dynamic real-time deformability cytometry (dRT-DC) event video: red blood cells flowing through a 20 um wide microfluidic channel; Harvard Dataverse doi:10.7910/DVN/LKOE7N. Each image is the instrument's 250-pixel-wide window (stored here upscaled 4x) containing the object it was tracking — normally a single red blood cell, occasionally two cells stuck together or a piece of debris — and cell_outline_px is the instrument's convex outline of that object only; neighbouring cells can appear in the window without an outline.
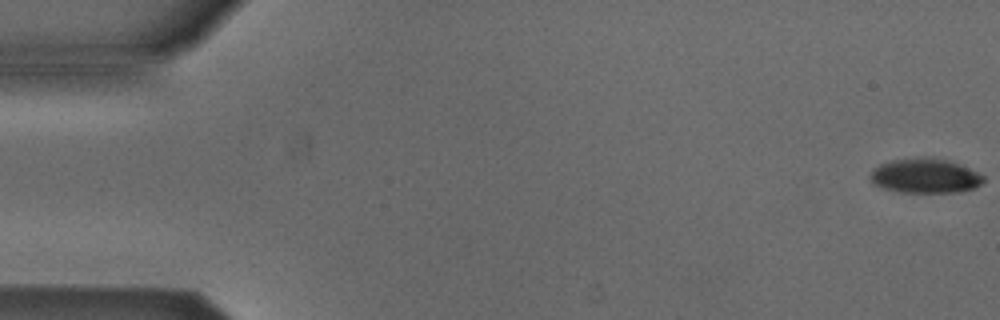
{"species": "Egyptian fruit bat (a non-hibernating species)", "species_latin": "Rousettus aegyptiacus", "temperature_condition": "cold", "stored_images_in_passage": 5, "camera_frame_rate_fps": 3000, "um_per_image_px": 0.085, "animal": {"sex": "male"}, "frame": {"image": 1, "passage_image": 1, "time_ms": 0.0, "image_size_px": [1000, 320], "cell_outline_px": [[984, 180], [976, 188], [960, 192], [900, 192], [884, 188], [876, 184], [872, 180], [872, 172], [880, 164], [892, 160], [932, 156], [948, 160], [976, 172], [984, 176]], "centroid_in_image_um": [78.68, 14.94], "position_along_channel_um": 6.3, "area_um2": 22.48}}
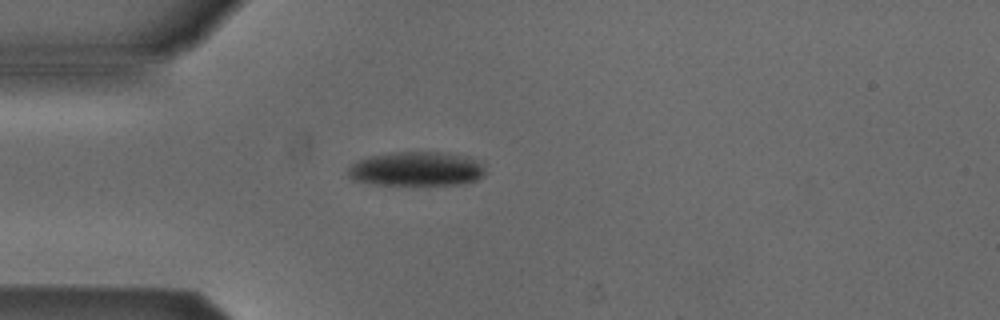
{"frame": {"image": 2, "passage_image": 5, "time_ms": 1.333, "image_size_px": [1000, 320], "cell_outline_px": [[484, 176], [476, 180], [460, 184], [372, 184], [352, 180], [348, 176], [348, 168], [352, 164], [368, 156], [396, 152], [444, 152], [468, 156], [484, 164]], "centroid_in_image_um": [35.41, 14.35], "position_along_channel_um": 49.6, "area_um2": 27.4}}